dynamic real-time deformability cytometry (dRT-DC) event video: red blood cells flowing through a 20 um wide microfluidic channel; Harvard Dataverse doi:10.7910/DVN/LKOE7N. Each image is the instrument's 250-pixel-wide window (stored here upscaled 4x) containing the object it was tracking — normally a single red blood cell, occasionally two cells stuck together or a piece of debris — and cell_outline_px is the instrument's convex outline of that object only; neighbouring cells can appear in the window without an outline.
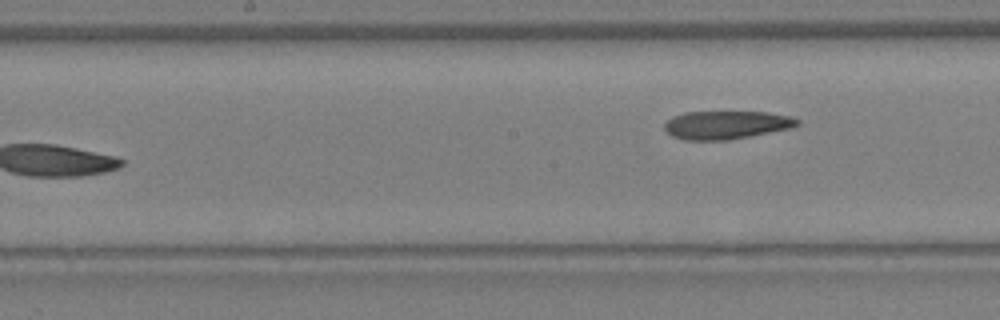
{"species": "Egyptian fruit bat (a non-hibernating species)", "species_latin": "Rousettus aegyptiacus", "temperature_condition": "warm", "stored_images_in_passage": 9, "segment_of_instrument_passage": [2, 2], "camera_frame_rate_fps": 3000, "um_per_image_px": 0.085, "animal": {"sex": "female"}, "frame": {"image": 1, "passage_image": 9, "time_ms": 2.667, "image_size_px": [1000, 320], "cell_outline_px": [[800, 124], [792, 128], [728, 140], [684, 140], [672, 136], [664, 128], [664, 124], [672, 116], [684, 112], [768, 112], [788, 116], [800, 120]], "centroid_in_image_um": [61.73, 10.62], "position_along_channel_um": 186.5, "area_um2": 21.85}}